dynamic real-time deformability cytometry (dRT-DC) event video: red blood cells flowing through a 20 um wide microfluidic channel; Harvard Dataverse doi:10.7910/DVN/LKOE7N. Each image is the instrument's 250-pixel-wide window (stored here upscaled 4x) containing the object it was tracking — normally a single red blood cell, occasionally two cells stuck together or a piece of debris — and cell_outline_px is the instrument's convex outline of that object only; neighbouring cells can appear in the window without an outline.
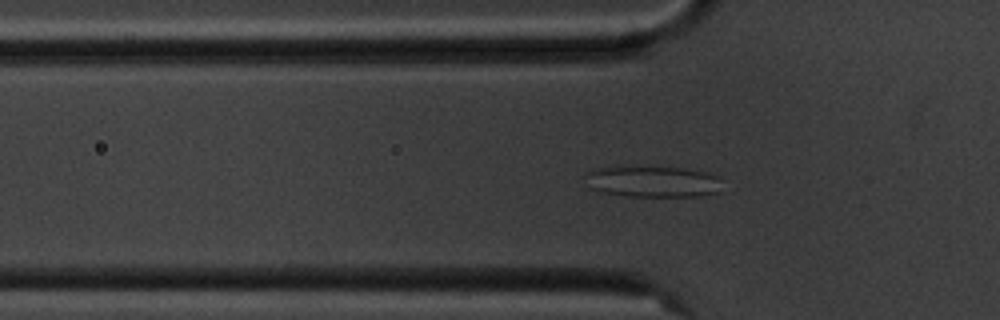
{"species": "common noctule bat (a hibernating species)", "species_latin": "Nyctalus noctula", "temperature_condition": "cold", "stored_images_in_passage": 55, "camera_frame_rate_fps": 3000, "um_per_image_px": 0.085, "animal": {"sex": "male", "body_mass_g": 20.1, "forearm_length_mm": 53.5}, "frame": {"image": 1, "passage_image": 17, "time_ms": 5.333, "image_size_px": [1000, 320], "cell_outline_px": [[720, 192], [700, 196], [628, 196], [600, 192], [592, 188], [584, 172], [592, 168], [616, 164], [684, 168], [708, 172], [716, 176], [720, 180]], "centroid_in_image_um": [55.42, 15.39], "position_along_channel_um": 70.4, "area_um2": 25.78}}
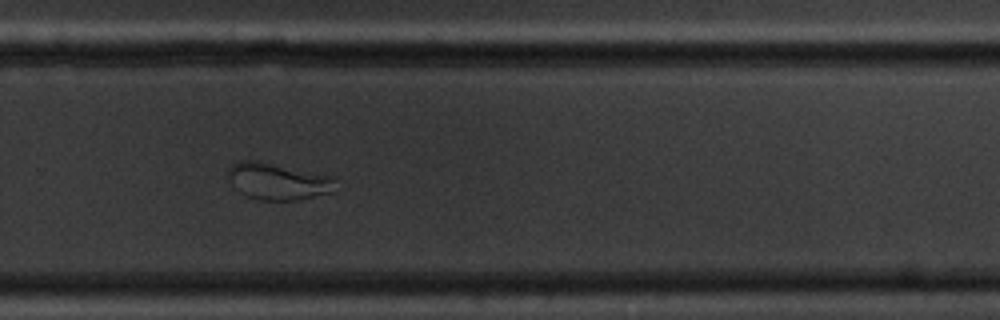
{"frame": {"image": 2, "passage_image": 37, "time_ms": 12.0, "image_size_px": [1000, 320], "cell_outline_px": [[336, 180], [332, 192], [296, 200], [260, 200], [244, 196], [228, 180], [228, 168], [232, 164], [240, 160], [260, 160], [332, 176]], "centroid_in_image_um": [23.58, 15.4], "position_along_channel_um": 306.2, "area_um2": 23.18}}
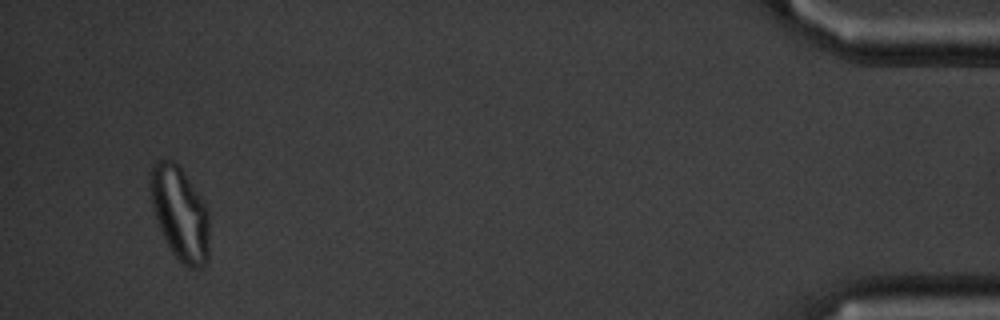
{"frame": {"image": 3, "passage_image": 53, "time_ms": 17.333, "image_size_px": [1000, 320], "cell_outline_px": [[208, 260], [200, 268], [188, 268], [172, 252], [164, 240], [160, 232], [156, 220], [152, 204], [152, 164], [156, 160], [172, 160], [180, 168], [208, 208]], "centroid_in_image_um": [15.31, 18.19], "position_along_channel_um": 419.9, "area_um2": 31.56}}